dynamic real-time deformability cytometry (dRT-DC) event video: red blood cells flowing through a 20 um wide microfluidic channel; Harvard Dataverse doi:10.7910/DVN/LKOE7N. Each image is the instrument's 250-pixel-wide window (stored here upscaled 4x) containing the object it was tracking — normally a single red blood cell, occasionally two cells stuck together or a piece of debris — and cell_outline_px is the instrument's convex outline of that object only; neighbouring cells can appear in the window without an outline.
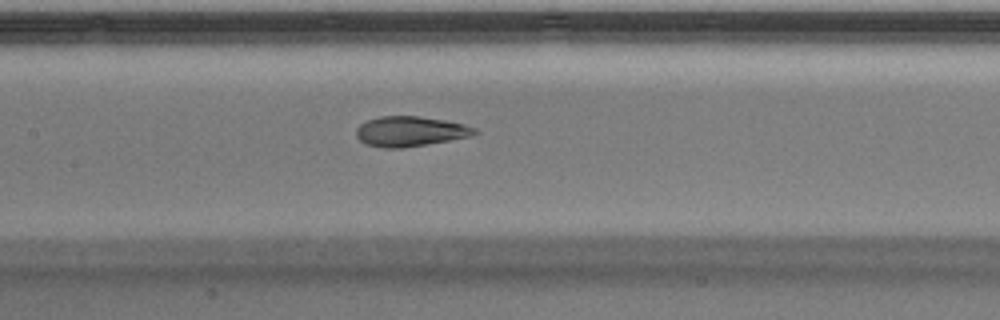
{"species": "Egyptian fruit bat (a non-hibernating species)", "species_latin": "Rousettus aegyptiacus", "temperature_condition": "warm", "stored_images_in_passage": 26, "camera_frame_rate_fps": 3000, "um_per_image_px": 0.085, "animal": {"sex": "male"}, "frame": {"image": 1, "passage_image": 8, "time_ms": 2.333, "image_size_px": [1000, 320], "cell_outline_px": [[480, 132], [472, 136], [400, 148], [380, 148], [364, 144], [356, 136], [356, 128], [360, 124], [368, 120], [380, 116], [416, 116], [444, 120], [464, 124], [476, 128]], "centroid_in_image_um": [34.84, 11.17], "position_along_channel_um": 172.6, "area_um2": 20.69}}